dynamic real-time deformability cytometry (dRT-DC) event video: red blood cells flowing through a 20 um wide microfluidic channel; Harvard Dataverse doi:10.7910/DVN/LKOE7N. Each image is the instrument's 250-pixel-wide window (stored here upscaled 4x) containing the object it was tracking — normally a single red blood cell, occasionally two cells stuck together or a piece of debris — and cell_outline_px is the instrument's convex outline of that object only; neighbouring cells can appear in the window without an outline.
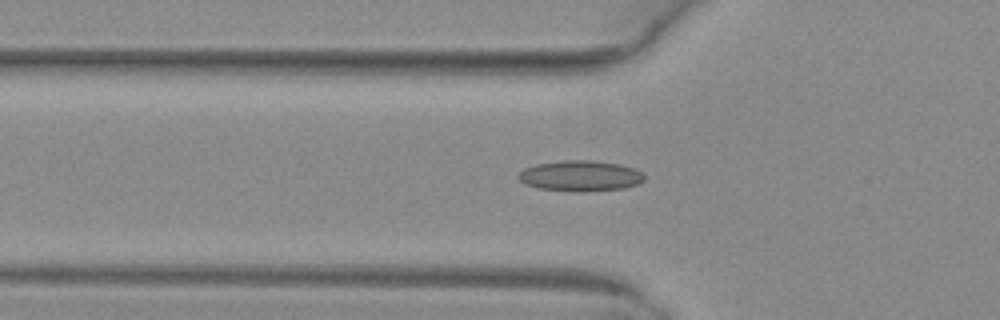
{"species": "common noctule bat (a hibernating species)", "species_latin": "Nyctalus noctula", "temperature_condition": "warm", "stored_images_in_passage": 39, "camera_frame_rate_fps": 3000, "um_per_image_px": 0.085, "animal": {"sex": "female", "body_mass_g": 29.2, "forearm_length_mm": 56.3}, "frame": {"image": 1, "passage_image": 7, "time_ms": 2.0, "image_size_px": [1000, 320], "cell_outline_px": [[644, 180], [640, 184], [624, 188], [580, 192], [536, 188], [524, 184], [516, 176], [524, 168], [536, 164], [564, 160], [592, 160], [620, 164], [636, 168], [644, 176]], "centroid_in_image_um": [49.33, 14.95], "position_along_channel_um": 76.5, "area_um2": 22.72}}
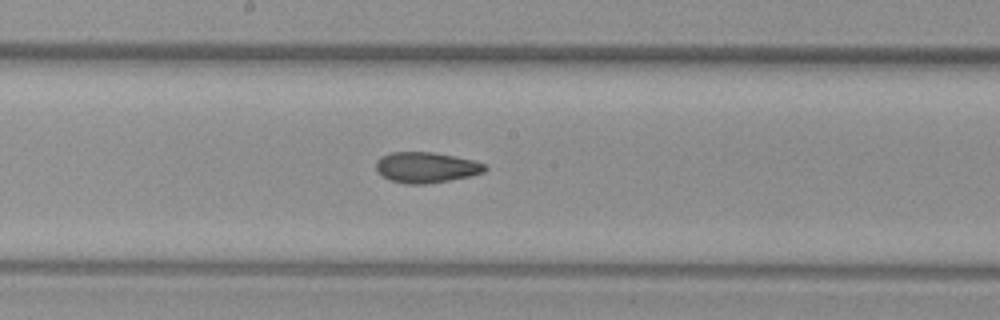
{"frame": {"image": 2, "passage_image": 17, "time_ms": 5.333, "image_size_px": [1000, 320], "cell_outline_px": [[488, 168], [484, 172], [472, 176], [424, 184], [404, 184], [388, 180], [380, 176], [376, 172], [376, 160], [380, 156], [392, 152], [432, 152], [456, 156], [488, 164]], "centroid_in_image_um": [36.2, 14.23], "position_along_channel_um": 212.0, "area_um2": 19.83}}
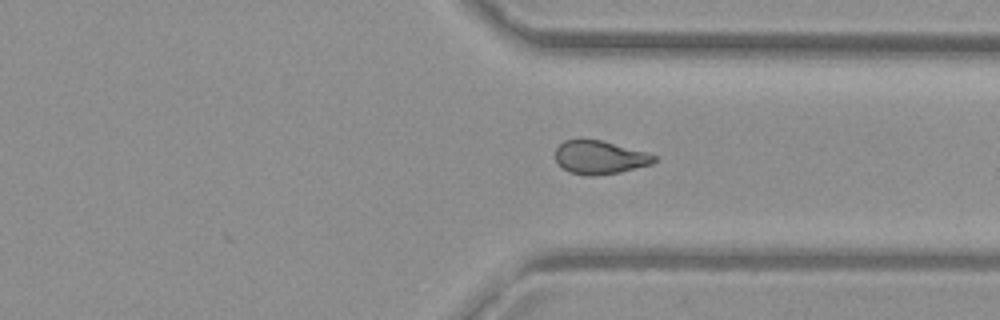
{"frame": {"image": 3, "passage_image": 28, "time_ms": 9.0, "image_size_px": [1000, 320], "cell_outline_px": [[656, 160], [652, 164], [620, 172], [592, 176], [588, 176], [568, 172], [556, 160], [556, 148], [564, 140], [600, 140], [648, 152], [656, 156]], "centroid_in_image_um": [51.0, 13.38], "position_along_channel_um": 360.4, "area_um2": 19.07}, "authors_computed_cell_mechanics": {"area_um2": 19.7676, "velocity_mm_per_s": 4.0488, "shape_relaxation_time_tau1_ms": null, "shape_relaxation_time_tau2_ms": 3.1874, "deformation_change_tau1": null, "deformation_change_tau2": 0.1038}}